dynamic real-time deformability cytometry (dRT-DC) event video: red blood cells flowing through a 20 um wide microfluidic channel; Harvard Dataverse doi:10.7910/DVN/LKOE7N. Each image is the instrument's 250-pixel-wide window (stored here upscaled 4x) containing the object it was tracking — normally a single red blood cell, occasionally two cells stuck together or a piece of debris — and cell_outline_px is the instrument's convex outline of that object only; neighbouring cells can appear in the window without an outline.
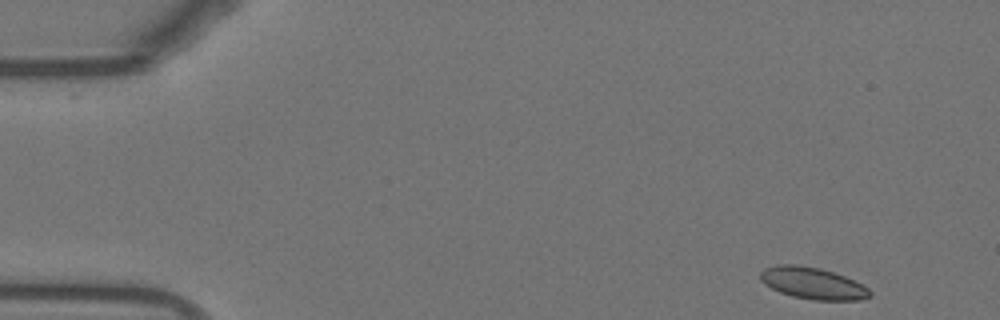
{"species": "Egyptian fruit bat (a non-hibernating species)", "species_latin": "Rousettus aegyptiacus", "temperature_condition": "warm", "stored_images_in_passage": 49, "camera_frame_rate_fps": 3000, "um_per_image_px": 0.085, "animal": {"sex": "female"}, "frame": {"image": 1, "passage_image": 1, "time_ms": 0.0, "image_size_px": [1000, 320], "cell_outline_px": [[872, 296], [860, 300], [812, 300], [792, 296], [780, 292], [764, 284], [760, 280], [760, 272], [764, 268], [776, 264], [796, 264], [820, 268], [844, 276], [868, 288], [872, 292]], "centroid_in_image_um": [69.05, 24.07], "position_along_channel_um": 15.9, "area_um2": 20.29}}
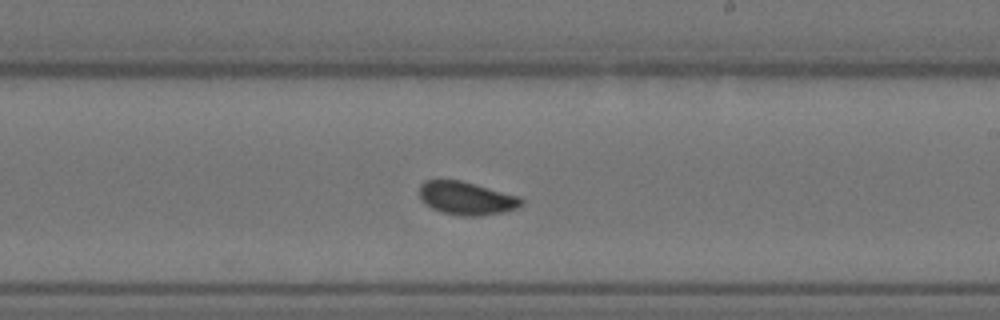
{"frame": {"image": 2, "passage_image": 28, "time_ms": 9.0, "image_size_px": [1000, 320], "cell_outline_px": [[524, 204], [516, 208], [500, 212], [480, 216], [460, 216], [444, 212], [432, 208], [420, 200], [420, 184], [424, 180], [460, 180], [520, 196], [524, 200]], "centroid_in_image_um": [39.65, 16.84], "position_along_channel_um": 249.3, "area_um2": 19.65}}
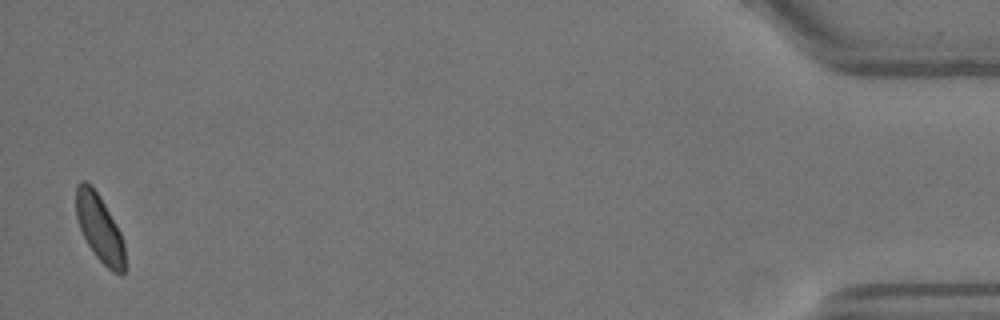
{"frame": {"image": 3, "passage_image": 49, "time_ms": 16.0, "image_size_px": [1000, 320], "cell_outline_px": [[124, 272], [120, 276], [112, 272], [96, 256], [88, 244], [80, 228], [76, 216], [76, 184], [80, 180], [84, 180], [96, 192], [104, 204], [120, 232], [124, 244]], "centroid_in_image_um": [8.45, 19.41], "position_along_channel_um": 426.7, "area_um2": 18.67}, "authors_computed_cell_mechanics": {"area_um2": 19.5942, "velocity_mm_per_s": 3.8063, "shape_relaxation_time_tau1_ms": 3.6374, "shape_relaxation_time_tau2_ms": null, "deformation_change_tau1": 0.0792, "deformation_change_tau2": null}}